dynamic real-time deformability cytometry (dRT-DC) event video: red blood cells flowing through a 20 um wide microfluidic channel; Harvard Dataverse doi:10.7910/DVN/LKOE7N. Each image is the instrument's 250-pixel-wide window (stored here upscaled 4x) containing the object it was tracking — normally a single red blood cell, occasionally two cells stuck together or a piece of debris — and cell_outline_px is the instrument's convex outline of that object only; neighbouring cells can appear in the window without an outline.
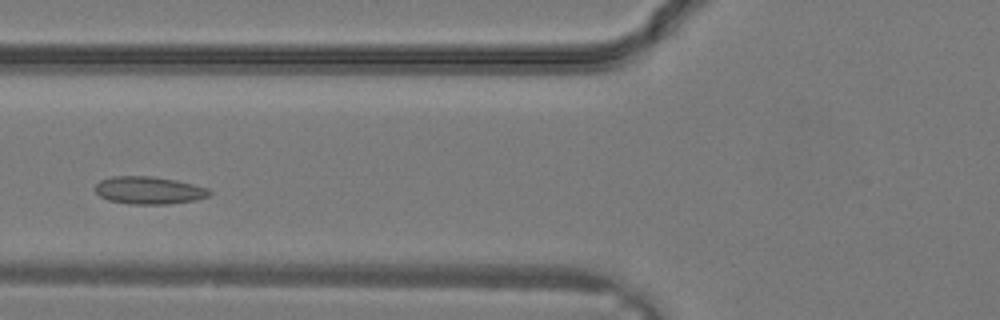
{"species": "common noctule bat (a hibernating species)", "species_latin": "Nyctalus noctula", "temperature_condition": "warm", "stored_images_in_passage": 27, "camera_frame_rate_fps": 3000, "um_per_image_px": 0.085, "animal": {"sex": "male", "body_mass_g": 19.2, "forearm_length_mm": 51.8}, "frame": {"image": 1, "passage_image": 8, "time_ms": 2.333, "image_size_px": [1000, 320], "cell_outline_px": [[212, 192], [208, 196], [196, 200], [168, 204], [128, 204], [108, 200], [100, 196], [96, 192], [96, 184], [100, 180], [112, 176], [152, 176], [176, 180], [208, 188]], "centroid_in_image_um": [12.66, 16.18], "position_along_channel_um": 113.1, "area_um2": 18.38}}
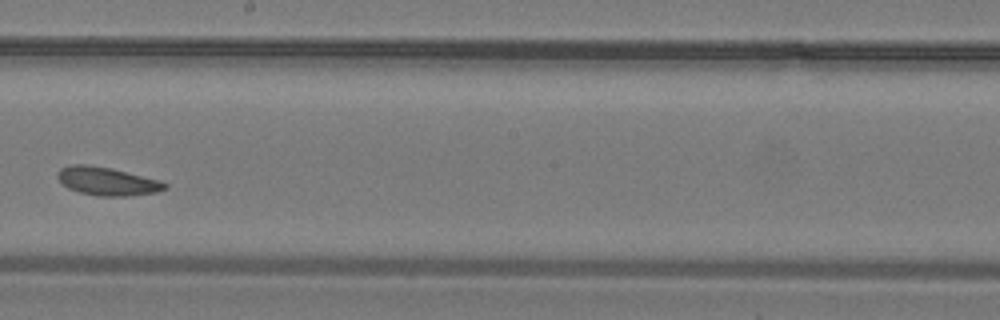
{"frame": {"image": 2, "passage_image": 14, "time_ms": 4.333, "image_size_px": [1000, 320], "cell_outline_px": [[168, 188], [156, 192], [128, 196], [96, 196], [80, 192], [68, 188], [56, 176], [56, 172], [60, 168], [72, 164], [88, 164], [112, 168], [160, 180], [168, 184]], "centroid_in_image_um": [9.11, 15.4], "position_along_channel_um": 239.1, "area_um2": 17.8}}
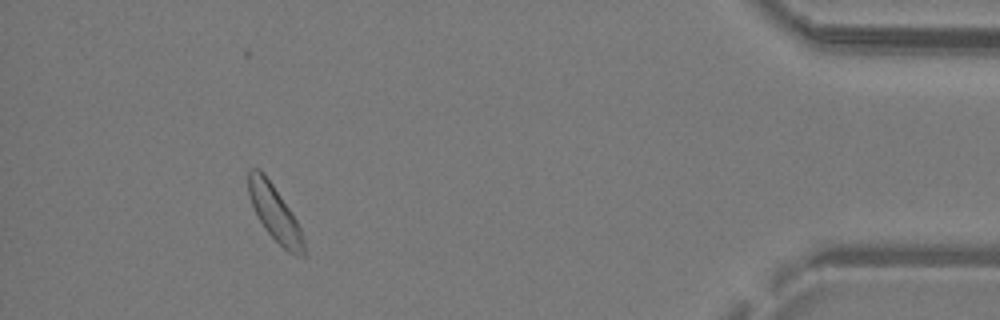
{"frame": {"image": 3, "passage_image": 25, "time_ms": 8.0, "image_size_px": [1000, 320], "cell_outline_px": [[304, 256], [296, 256], [288, 252], [264, 228], [256, 216], [248, 192], [248, 172], [252, 168], [260, 168], [264, 172], [296, 220], [300, 228], [304, 240]], "centroid_in_image_um": [23.33, 18.1], "position_along_channel_um": 411.9, "area_um2": 17.63}}